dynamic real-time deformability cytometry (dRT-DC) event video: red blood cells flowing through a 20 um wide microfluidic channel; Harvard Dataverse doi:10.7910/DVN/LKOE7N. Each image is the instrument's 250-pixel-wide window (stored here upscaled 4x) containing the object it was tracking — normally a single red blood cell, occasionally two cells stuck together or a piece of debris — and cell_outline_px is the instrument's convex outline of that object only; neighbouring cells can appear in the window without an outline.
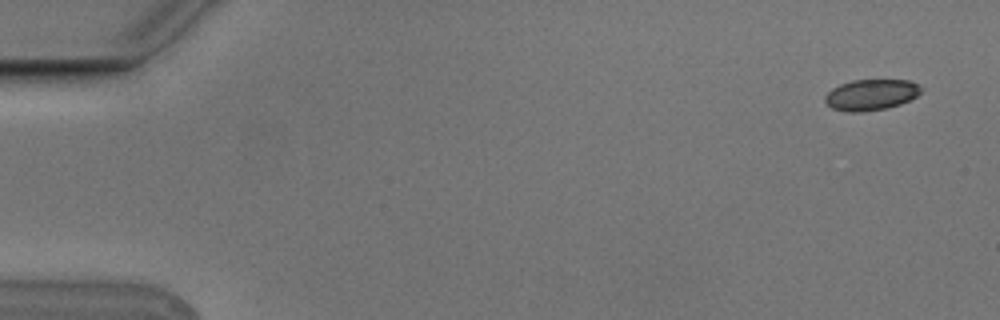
{"species": "Egyptian fruit bat (a non-hibernating species)", "species_latin": "Rousettus aegyptiacus", "temperature_condition": "cold", "stored_images_in_passage": 5, "camera_frame_rate_fps": 3000, "um_per_image_px": 0.085, "animal": {"sex": "male"}, "frame": {"image": 1, "passage_image": 1, "time_ms": 0.0, "image_size_px": [1000, 320], "cell_outline_px": [[924, 88], [916, 96], [900, 104], [888, 108], [860, 112], [848, 112], [832, 108], [824, 100], [824, 96], [832, 88], [840, 84], [852, 80], [908, 80]], "centroid_in_image_um": [74.02, 8.05], "position_along_channel_um": 11.0, "area_um2": 17.28}}
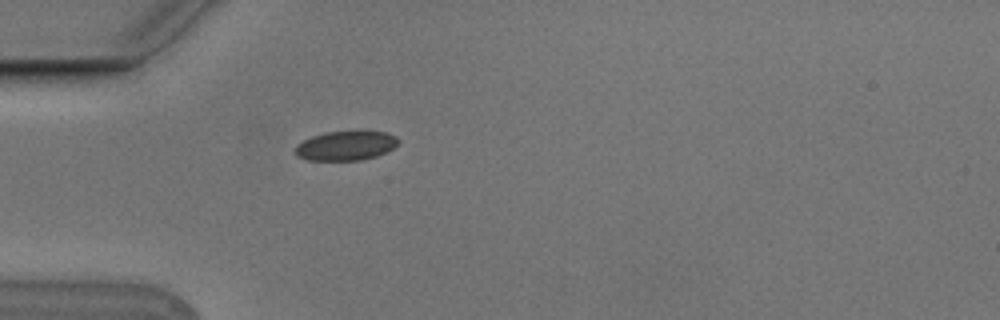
{"frame": {"image": 2, "passage_image": 5, "time_ms": 1.333, "image_size_px": [1000, 320], "cell_outline_px": [[400, 140], [392, 148], [376, 156], [360, 160], [308, 160], [296, 156], [296, 144], [312, 136], [324, 132], [356, 128], [388, 132], [396, 136]], "centroid_in_image_um": [29.42, 12.32], "position_along_channel_um": 55.6, "area_um2": 18.32}}